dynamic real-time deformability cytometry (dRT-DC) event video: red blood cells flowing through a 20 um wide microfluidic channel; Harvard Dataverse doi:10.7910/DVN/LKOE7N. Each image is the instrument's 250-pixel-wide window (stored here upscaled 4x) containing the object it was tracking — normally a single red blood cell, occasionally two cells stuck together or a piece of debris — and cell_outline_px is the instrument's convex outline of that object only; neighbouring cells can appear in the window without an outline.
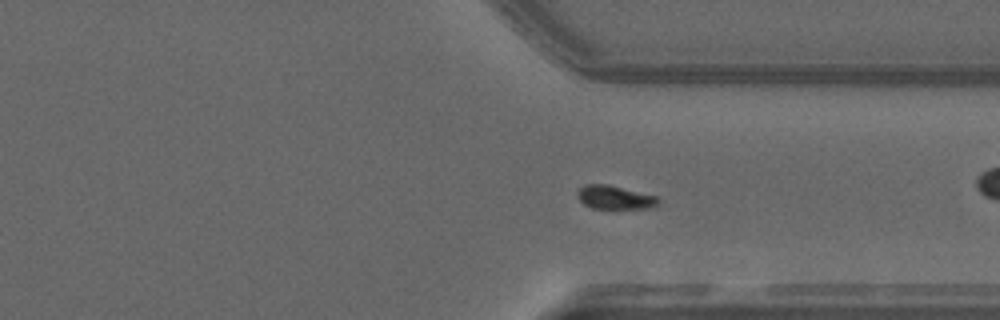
{"species": "common noctule bat (a hibernating species)", "species_latin": "Nyctalus noctula", "temperature_condition": "warm", "stored_images_in_passage": 53, "camera_frame_rate_fps": 3000, "um_per_image_px": 0.085, "animal": {"sex": "male", "forearm_length_mm": 52.5}, "frame": {"image": 1, "passage_image": 38, "time_ms": 12.333, "image_size_px": [1000, 320], "cell_outline_px": [[660, 200], [652, 208], [612, 212], [592, 208], [584, 204], [576, 196], [576, 192], [584, 184], [608, 184], [656, 196]], "centroid_in_image_um": [52.25, 16.84], "position_along_channel_um": 359.2, "area_um2": 11.91}}
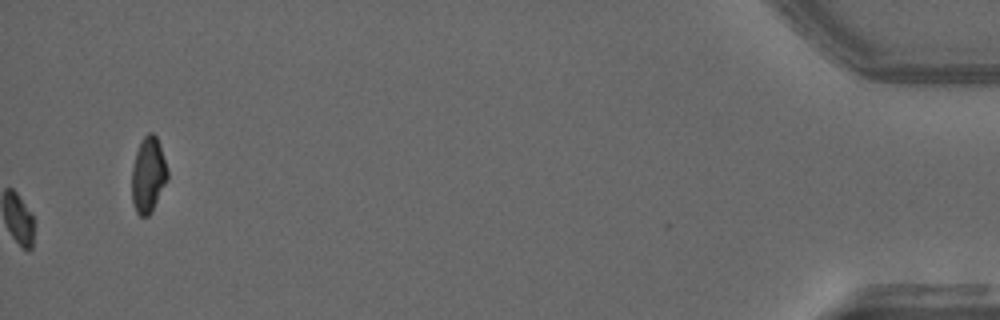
{"frame": {"image": 2, "passage_image": 53, "time_ms": 17.333, "image_size_px": [1000, 320], "cell_outline_px": [[168, 180], [148, 216], [140, 216], [136, 212], [132, 204], [132, 168], [136, 152], [144, 136], [148, 132], [152, 132], [156, 136], [160, 144], [168, 172]], "centroid_in_image_um": [12.6, 14.86], "position_along_channel_um": 422.6, "area_um2": 15.61}}